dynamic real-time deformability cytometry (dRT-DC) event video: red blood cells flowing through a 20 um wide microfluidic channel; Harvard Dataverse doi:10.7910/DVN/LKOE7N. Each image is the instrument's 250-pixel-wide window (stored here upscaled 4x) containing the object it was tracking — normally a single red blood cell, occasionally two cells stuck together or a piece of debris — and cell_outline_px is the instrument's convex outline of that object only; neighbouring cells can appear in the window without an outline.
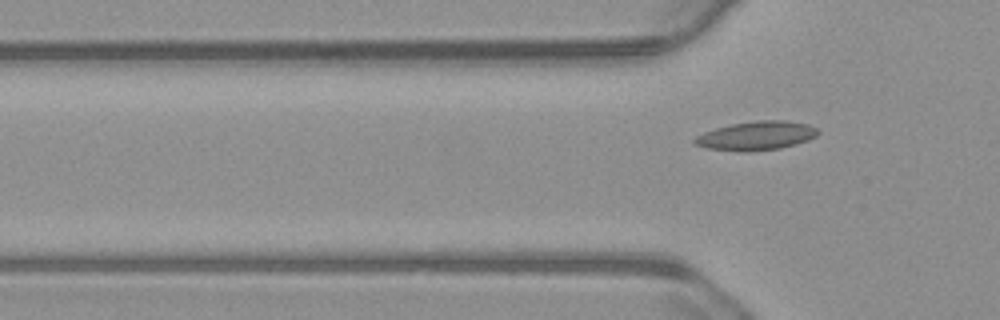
{"species": "common noctule bat (a hibernating species)", "species_latin": "Nyctalus noctula", "temperature_condition": "warm", "stored_images_in_passage": 3, "camera_frame_rate_fps": 3000, "um_per_image_px": 0.085, "animal": {"sex": "male", "body_mass_g": 23.1, "forearm_length_mm": 52.7}, "frame": {"image": 1, "passage_image": 3, "time_ms": 0.667, "image_size_px": [1000, 320], "cell_outline_px": [[820, 132], [816, 136], [808, 140], [796, 144], [780, 148], [748, 152], [740, 152], [704, 148], [692, 144], [692, 140], [696, 136], [704, 132], [716, 128], [732, 124], [760, 120], [788, 120], [808, 124], [816, 128]], "centroid_in_image_um": [64.26, 11.55], "position_along_channel_um": 61.5, "area_um2": 20.98}}